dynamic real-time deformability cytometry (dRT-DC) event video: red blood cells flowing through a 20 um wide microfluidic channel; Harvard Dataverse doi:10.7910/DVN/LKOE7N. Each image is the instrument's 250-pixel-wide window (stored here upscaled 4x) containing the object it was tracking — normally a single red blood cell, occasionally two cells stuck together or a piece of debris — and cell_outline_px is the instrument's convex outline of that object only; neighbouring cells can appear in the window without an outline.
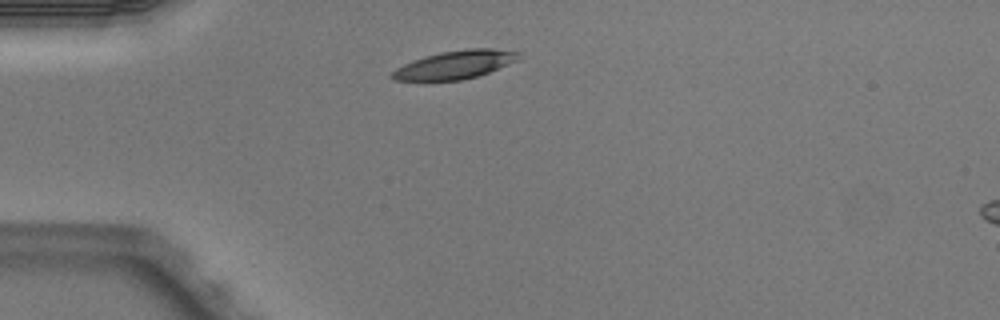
{"species": "Egyptian fruit bat (a non-hibernating species)", "species_latin": "Rousettus aegyptiacus", "temperature_condition": "warm", "stored_images_in_passage": 2, "camera_frame_rate_fps": 3000, "um_per_image_px": 0.085, "animal": {"sex": "male"}, "frame": {"image": 1, "passage_image": 1, "time_ms": 0.0, "image_size_px": [1000, 320], "cell_outline_px": [[520, 52], [516, 60], [508, 64], [488, 72], [476, 76], [460, 80], [392, 80], [388, 76], [396, 68], [412, 60], [424, 56], [440, 52], [468, 48], [492, 48]], "centroid_in_image_um": [38.62, 5.49], "position_along_channel_um": 46.4, "area_um2": 20.63}}